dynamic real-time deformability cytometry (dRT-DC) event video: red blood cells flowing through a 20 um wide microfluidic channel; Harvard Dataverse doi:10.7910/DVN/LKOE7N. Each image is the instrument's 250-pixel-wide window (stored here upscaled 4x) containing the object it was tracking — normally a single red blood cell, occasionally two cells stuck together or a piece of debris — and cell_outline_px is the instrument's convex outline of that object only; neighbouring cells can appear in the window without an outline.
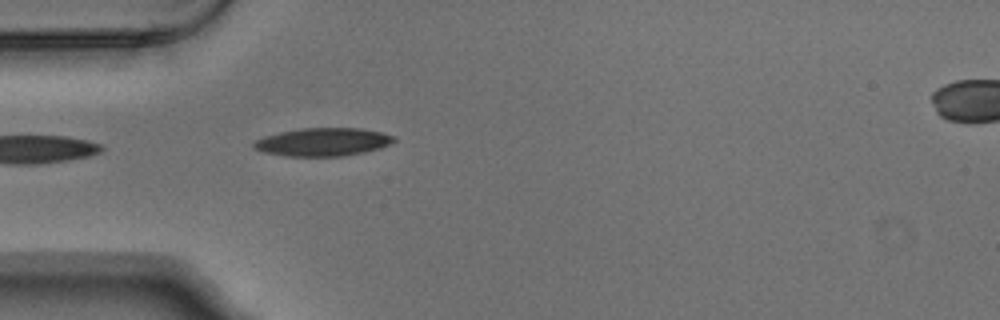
{"species": "Egyptian fruit bat (a non-hibernating species)", "species_latin": "Rousettus aegyptiacus", "temperature_condition": "warm", "stored_images_in_passage": 2, "segment_of_instrument_passage": [1, 2], "camera_frame_rate_fps": 3000, "um_per_image_px": 0.085, "animal": {"sex": "male"}, "frame": {"image": 1, "passage_image": 1, "time_ms": 0.0, "image_size_px": [1000, 320], "cell_outline_px": [[396, 140], [380, 148], [364, 152], [344, 156], [284, 156], [264, 152], [252, 148], [252, 144], [256, 140], [280, 132], [304, 128], [360, 128], [380, 132], [396, 136]], "centroid_in_image_um": [27.46, 12.07], "position_along_channel_um": 57.5, "area_um2": 22.83}}